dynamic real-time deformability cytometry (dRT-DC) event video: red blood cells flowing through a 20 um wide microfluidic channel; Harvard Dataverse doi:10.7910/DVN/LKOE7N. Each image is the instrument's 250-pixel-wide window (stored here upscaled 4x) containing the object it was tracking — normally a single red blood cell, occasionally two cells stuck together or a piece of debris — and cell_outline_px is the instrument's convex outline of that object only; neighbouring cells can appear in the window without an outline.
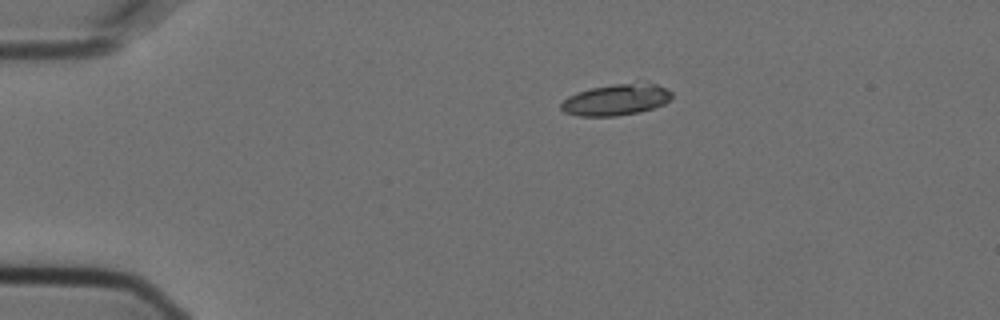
{"species": "Egyptian fruit bat (a non-hibernating species)", "species_latin": "Rousettus aegyptiacus", "temperature_condition": "cold", "stored_images_in_passage": 3, "camera_frame_rate_fps": 3000, "um_per_image_px": 0.085, "animal": {"sex": "female"}, "frame": {"image": 1, "passage_image": 1, "time_ms": 0.0, "image_size_px": [1000, 320], "cell_outline_px": [[672, 100], [664, 104], [640, 112], [616, 116], [580, 116], [564, 112], [560, 108], [560, 104], [568, 96], [576, 92], [592, 88], [612, 84], [656, 84], [672, 92]], "centroid_in_image_um": [52.35, 8.49], "position_along_channel_um": 32.6, "area_um2": 20.0}}
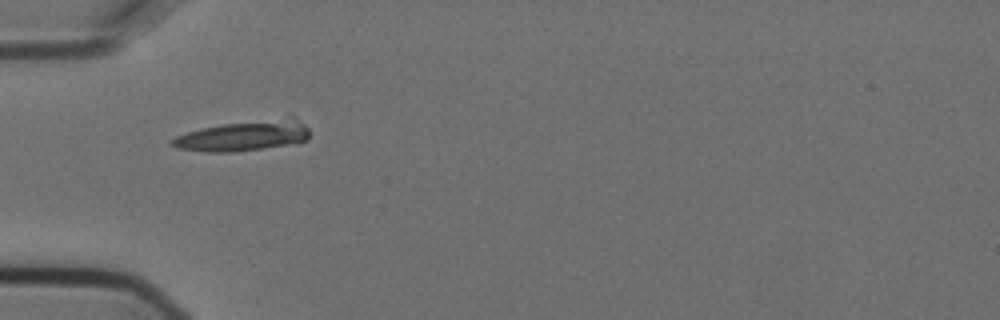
{"frame": {"image": 2, "passage_image": 3, "time_ms": 0.667, "image_size_px": [1000, 320], "cell_outline_px": [[308, 140], [300, 144], [232, 152], [204, 152], [176, 148], [168, 144], [168, 140], [176, 136], [200, 128], [224, 124], [288, 116], [292, 116], [304, 124], [308, 128]], "centroid_in_image_um": [20.73, 11.55], "position_along_channel_um": 64.3, "area_um2": 24.85}}